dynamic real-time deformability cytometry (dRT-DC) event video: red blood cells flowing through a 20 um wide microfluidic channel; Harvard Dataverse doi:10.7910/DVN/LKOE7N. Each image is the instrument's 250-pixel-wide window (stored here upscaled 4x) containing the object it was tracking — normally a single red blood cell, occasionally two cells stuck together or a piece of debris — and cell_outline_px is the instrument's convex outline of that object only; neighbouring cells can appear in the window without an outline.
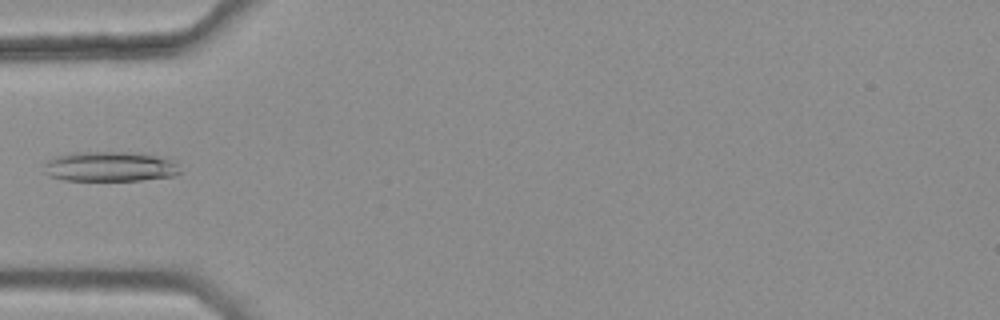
{"species": "common noctule bat (a hibernating species)", "species_latin": "Nyctalus noctula", "temperature_condition": "warm", "stored_images_in_passage": 4, "camera_frame_rate_fps": 3000, "um_per_image_px": 0.085, "animal": {"sex": "female", "body_mass_g": 25.1}, "frame": {"image": 1, "passage_image": 4, "time_ms": 1.0, "image_size_px": [1000, 320], "cell_outline_px": [[180, 172], [176, 176], [140, 180], [64, 180], [48, 176], [44, 172], [44, 164], [48, 160], [56, 156], [72, 152], [136, 152], [164, 156], [172, 160], [176, 164]], "centroid_in_image_um": [9.35, 14.15], "position_along_channel_um": 75.6, "area_um2": 24.04}}